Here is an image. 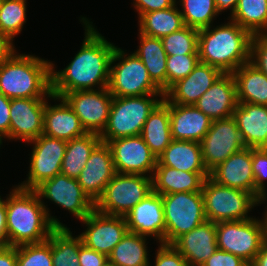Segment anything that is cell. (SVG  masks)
I'll list each match as a JSON object with an SVG mask.
<instances>
[{
	"label": "cell",
	"instance_id": "cell-1",
	"mask_svg": "<svg viewBox=\"0 0 267 266\" xmlns=\"http://www.w3.org/2000/svg\"><path fill=\"white\" fill-rule=\"evenodd\" d=\"M81 21L85 25V37L80 51L61 71H55L51 63V93L58 97L78 90H95L96 85H99L98 89L109 85L111 59L116 46L108 42L92 22L84 17Z\"/></svg>",
	"mask_w": 267,
	"mask_h": 266
},
{
	"label": "cell",
	"instance_id": "cell-2",
	"mask_svg": "<svg viewBox=\"0 0 267 266\" xmlns=\"http://www.w3.org/2000/svg\"><path fill=\"white\" fill-rule=\"evenodd\" d=\"M9 246L46 241L56 227H66L49 213L35 190L14 187L6 198Z\"/></svg>",
	"mask_w": 267,
	"mask_h": 266
},
{
	"label": "cell",
	"instance_id": "cell-3",
	"mask_svg": "<svg viewBox=\"0 0 267 266\" xmlns=\"http://www.w3.org/2000/svg\"><path fill=\"white\" fill-rule=\"evenodd\" d=\"M210 29H199V61L218 68L222 73H233L250 61L253 35L236 22Z\"/></svg>",
	"mask_w": 267,
	"mask_h": 266
},
{
	"label": "cell",
	"instance_id": "cell-4",
	"mask_svg": "<svg viewBox=\"0 0 267 266\" xmlns=\"http://www.w3.org/2000/svg\"><path fill=\"white\" fill-rule=\"evenodd\" d=\"M0 92L13 98H51V62L14 53L0 66Z\"/></svg>",
	"mask_w": 267,
	"mask_h": 266
},
{
	"label": "cell",
	"instance_id": "cell-5",
	"mask_svg": "<svg viewBox=\"0 0 267 266\" xmlns=\"http://www.w3.org/2000/svg\"><path fill=\"white\" fill-rule=\"evenodd\" d=\"M157 96L162 99H157ZM163 98L164 94L113 96L108 122L100 135L101 142L108 143L113 139L140 135L150 113Z\"/></svg>",
	"mask_w": 267,
	"mask_h": 266
},
{
	"label": "cell",
	"instance_id": "cell-6",
	"mask_svg": "<svg viewBox=\"0 0 267 266\" xmlns=\"http://www.w3.org/2000/svg\"><path fill=\"white\" fill-rule=\"evenodd\" d=\"M201 192L206 219L214 223L253 218L247 213L258 204L252 193L218 184L209 176Z\"/></svg>",
	"mask_w": 267,
	"mask_h": 266
},
{
	"label": "cell",
	"instance_id": "cell-7",
	"mask_svg": "<svg viewBox=\"0 0 267 266\" xmlns=\"http://www.w3.org/2000/svg\"><path fill=\"white\" fill-rule=\"evenodd\" d=\"M124 52L116 46L111 59V66L117 60H121L110 67L108 89L112 96L129 97L164 94L150 78L141 59L135 53L128 54V56Z\"/></svg>",
	"mask_w": 267,
	"mask_h": 266
},
{
	"label": "cell",
	"instance_id": "cell-8",
	"mask_svg": "<svg viewBox=\"0 0 267 266\" xmlns=\"http://www.w3.org/2000/svg\"><path fill=\"white\" fill-rule=\"evenodd\" d=\"M152 191V177L148 175L115 173L95 202V209L107 215L125 216Z\"/></svg>",
	"mask_w": 267,
	"mask_h": 266
},
{
	"label": "cell",
	"instance_id": "cell-9",
	"mask_svg": "<svg viewBox=\"0 0 267 266\" xmlns=\"http://www.w3.org/2000/svg\"><path fill=\"white\" fill-rule=\"evenodd\" d=\"M165 220V244H172L182 234L205 222L201 191L161 195Z\"/></svg>",
	"mask_w": 267,
	"mask_h": 266
},
{
	"label": "cell",
	"instance_id": "cell-10",
	"mask_svg": "<svg viewBox=\"0 0 267 266\" xmlns=\"http://www.w3.org/2000/svg\"><path fill=\"white\" fill-rule=\"evenodd\" d=\"M218 249L241 257L249 265L265 241L263 220L255 217L247 220L216 223Z\"/></svg>",
	"mask_w": 267,
	"mask_h": 266
},
{
	"label": "cell",
	"instance_id": "cell-11",
	"mask_svg": "<svg viewBox=\"0 0 267 266\" xmlns=\"http://www.w3.org/2000/svg\"><path fill=\"white\" fill-rule=\"evenodd\" d=\"M62 98L79 117L86 133L102 134L113 99L108 88L73 91L65 93Z\"/></svg>",
	"mask_w": 267,
	"mask_h": 266
},
{
	"label": "cell",
	"instance_id": "cell-12",
	"mask_svg": "<svg viewBox=\"0 0 267 266\" xmlns=\"http://www.w3.org/2000/svg\"><path fill=\"white\" fill-rule=\"evenodd\" d=\"M34 190L41 200L46 198L53 201L80 221L95 209V202L83 190L77 179L62 173L43 181Z\"/></svg>",
	"mask_w": 267,
	"mask_h": 266
},
{
	"label": "cell",
	"instance_id": "cell-13",
	"mask_svg": "<svg viewBox=\"0 0 267 266\" xmlns=\"http://www.w3.org/2000/svg\"><path fill=\"white\" fill-rule=\"evenodd\" d=\"M200 146L203 163L208 172L232 154L245 148L233 117L213 120Z\"/></svg>",
	"mask_w": 267,
	"mask_h": 266
},
{
	"label": "cell",
	"instance_id": "cell-14",
	"mask_svg": "<svg viewBox=\"0 0 267 266\" xmlns=\"http://www.w3.org/2000/svg\"><path fill=\"white\" fill-rule=\"evenodd\" d=\"M30 143L35 145L31 153L28 179L18 186L34 190L43 181L61 172L67 141L41 134Z\"/></svg>",
	"mask_w": 267,
	"mask_h": 266
},
{
	"label": "cell",
	"instance_id": "cell-15",
	"mask_svg": "<svg viewBox=\"0 0 267 266\" xmlns=\"http://www.w3.org/2000/svg\"><path fill=\"white\" fill-rule=\"evenodd\" d=\"M111 149L116 173L153 174L157 157L151 152L141 135L113 139L107 143Z\"/></svg>",
	"mask_w": 267,
	"mask_h": 266
},
{
	"label": "cell",
	"instance_id": "cell-16",
	"mask_svg": "<svg viewBox=\"0 0 267 266\" xmlns=\"http://www.w3.org/2000/svg\"><path fill=\"white\" fill-rule=\"evenodd\" d=\"M81 222L87 227L80 234L83 244L106 257L128 232L124 216L107 215L96 209Z\"/></svg>",
	"mask_w": 267,
	"mask_h": 266
},
{
	"label": "cell",
	"instance_id": "cell-17",
	"mask_svg": "<svg viewBox=\"0 0 267 266\" xmlns=\"http://www.w3.org/2000/svg\"><path fill=\"white\" fill-rule=\"evenodd\" d=\"M46 99H11L9 139L23 140L29 143L43 133Z\"/></svg>",
	"mask_w": 267,
	"mask_h": 266
},
{
	"label": "cell",
	"instance_id": "cell-18",
	"mask_svg": "<svg viewBox=\"0 0 267 266\" xmlns=\"http://www.w3.org/2000/svg\"><path fill=\"white\" fill-rule=\"evenodd\" d=\"M128 232L152 236L165 244V220L162 196L154 191L137 203L125 216Z\"/></svg>",
	"mask_w": 267,
	"mask_h": 266
},
{
	"label": "cell",
	"instance_id": "cell-19",
	"mask_svg": "<svg viewBox=\"0 0 267 266\" xmlns=\"http://www.w3.org/2000/svg\"><path fill=\"white\" fill-rule=\"evenodd\" d=\"M115 173L111 149L107 143L100 142L91 152L77 181L88 196L96 202Z\"/></svg>",
	"mask_w": 267,
	"mask_h": 266
},
{
	"label": "cell",
	"instance_id": "cell-20",
	"mask_svg": "<svg viewBox=\"0 0 267 266\" xmlns=\"http://www.w3.org/2000/svg\"><path fill=\"white\" fill-rule=\"evenodd\" d=\"M218 184L252 193L256 197L255 178L252 171V148L232 154L209 172Z\"/></svg>",
	"mask_w": 267,
	"mask_h": 266
},
{
	"label": "cell",
	"instance_id": "cell-21",
	"mask_svg": "<svg viewBox=\"0 0 267 266\" xmlns=\"http://www.w3.org/2000/svg\"><path fill=\"white\" fill-rule=\"evenodd\" d=\"M221 74L218 68L199 61L187 77L174 83L164 93V98L169 103L194 105Z\"/></svg>",
	"mask_w": 267,
	"mask_h": 266
},
{
	"label": "cell",
	"instance_id": "cell-22",
	"mask_svg": "<svg viewBox=\"0 0 267 266\" xmlns=\"http://www.w3.org/2000/svg\"><path fill=\"white\" fill-rule=\"evenodd\" d=\"M237 105L236 84L232 73H222L194 104L212 120L232 117Z\"/></svg>",
	"mask_w": 267,
	"mask_h": 266
},
{
	"label": "cell",
	"instance_id": "cell-23",
	"mask_svg": "<svg viewBox=\"0 0 267 266\" xmlns=\"http://www.w3.org/2000/svg\"><path fill=\"white\" fill-rule=\"evenodd\" d=\"M172 245L189 266H202L218 250L216 223L206 220L190 232L182 234Z\"/></svg>",
	"mask_w": 267,
	"mask_h": 266
},
{
	"label": "cell",
	"instance_id": "cell-24",
	"mask_svg": "<svg viewBox=\"0 0 267 266\" xmlns=\"http://www.w3.org/2000/svg\"><path fill=\"white\" fill-rule=\"evenodd\" d=\"M169 115L174 140L200 143L213 121L194 105L169 103Z\"/></svg>",
	"mask_w": 267,
	"mask_h": 266
},
{
	"label": "cell",
	"instance_id": "cell-25",
	"mask_svg": "<svg viewBox=\"0 0 267 266\" xmlns=\"http://www.w3.org/2000/svg\"><path fill=\"white\" fill-rule=\"evenodd\" d=\"M51 99L61 101L51 106L46 101L43 121L44 135L62 140H72L86 134L79 117L62 97L51 95Z\"/></svg>",
	"mask_w": 267,
	"mask_h": 266
},
{
	"label": "cell",
	"instance_id": "cell-26",
	"mask_svg": "<svg viewBox=\"0 0 267 266\" xmlns=\"http://www.w3.org/2000/svg\"><path fill=\"white\" fill-rule=\"evenodd\" d=\"M232 117L245 147L267 148V106L238 103Z\"/></svg>",
	"mask_w": 267,
	"mask_h": 266
},
{
	"label": "cell",
	"instance_id": "cell-27",
	"mask_svg": "<svg viewBox=\"0 0 267 266\" xmlns=\"http://www.w3.org/2000/svg\"><path fill=\"white\" fill-rule=\"evenodd\" d=\"M156 166H167L191 173H209L204 166L198 142L174 140L157 158Z\"/></svg>",
	"mask_w": 267,
	"mask_h": 266
},
{
	"label": "cell",
	"instance_id": "cell-28",
	"mask_svg": "<svg viewBox=\"0 0 267 266\" xmlns=\"http://www.w3.org/2000/svg\"><path fill=\"white\" fill-rule=\"evenodd\" d=\"M209 173H191L167 166H156L152 175L153 191L160 195L201 191Z\"/></svg>",
	"mask_w": 267,
	"mask_h": 266
},
{
	"label": "cell",
	"instance_id": "cell-29",
	"mask_svg": "<svg viewBox=\"0 0 267 266\" xmlns=\"http://www.w3.org/2000/svg\"><path fill=\"white\" fill-rule=\"evenodd\" d=\"M238 103L267 106V76L250 61L232 73Z\"/></svg>",
	"mask_w": 267,
	"mask_h": 266
},
{
	"label": "cell",
	"instance_id": "cell-30",
	"mask_svg": "<svg viewBox=\"0 0 267 266\" xmlns=\"http://www.w3.org/2000/svg\"><path fill=\"white\" fill-rule=\"evenodd\" d=\"M140 135L157 158L170 144L172 137L169 102L165 98L150 113Z\"/></svg>",
	"mask_w": 267,
	"mask_h": 266
},
{
	"label": "cell",
	"instance_id": "cell-31",
	"mask_svg": "<svg viewBox=\"0 0 267 266\" xmlns=\"http://www.w3.org/2000/svg\"><path fill=\"white\" fill-rule=\"evenodd\" d=\"M140 46L134 52L147 68L152 81L165 93L167 91V54L161 38L150 37L139 32Z\"/></svg>",
	"mask_w": 267,
	"mask_h": 266
},
{
	"label": "cell",
	"instance_id": "cell-32",
	"mask_svg": "<svg viewBox=\"0 0 267 266\" xmlns=\"http://www.w3.org/2000/svg\"><path fill=\"white\" fill-rule=\"evenodd\" d=\"M100 142V135L94 133H86L82 137L67 141L60 173L77 179L91 152Z\"/></svg>",
	"mask_w": 267,
	"mask_h": 266
},
{
	"label": "cell",
	"instance_id": "cell-33",
	"mask_svg": "<svg viewBox=\"0 0 267 266\" xmlns=\"http://www.w3.org/2000/svg\"><path fill=\"white\" fill-rule=\"evenodd\" d=\"M174 6L144 13L139 19V32L156 38H162L185 27L183 16Z\"/></svg>",
	"mask_w": 267,
	"mask_h": 266
},
{
	"label": "cell",
	"instance_id": "cell-34",
	"mask_svg": "<svg viewBox=\"0 0 267 266\" xmlns=\"http://www.w3.org/2000/svg\"><path fill=\"white\" fill-rule=\"evenodd\" d=\"M146 236L127 232L108 259L114 266H150Z\"/></svg>",
	"mask_w": 267,
	"mask_h": 266
},
{
	"label": "cell",
	"instance_id": "cell-35",
	"mask_svg": "<svg viewBox=\"0 0 267 266\" xmlns=\"http://www.w3.org/2000/svg\"><path fill=\"white\" fill-rule=\"evenodd\" d=\"M83 244L80 235L72 236L67 227H56L51 233L53 266H80L79 249Z\"/></svg>",
	"mask_w": 267,
	"mask_h": 266
},
{
	"label": "cell",
	"instance_id": "cell-36",
	"mask_svg": "<svg viewBox=\"0 0 267 266\" xmlns=\"http://www.w3.org/2000/svg\"><path fill=\"white\" fill-rule=\"evenodd\" d=\"M230 19L252 35L267 34V0H238Z\"/></svg>",
	"mask_w": 267,
	"mask_h": 266
},
{
	"label": "cell",
	"instance_id": "cell-37",
	"mask_svg": "<svg viewBox=\"0 0 267 266\" xmlns=\"http://www.w3.org/2000/svg\"><path fill=\"white\" fill-rule=\"evenodd\" d=\"M185 26L202 29L211 26L217 16L214 0H180Z\"/></svg>",
	"mask_w": 267,
	"mask_h": 266
},
{
	"label": "cell",
	"instance_id": "cell-38",
	"mask_svg": "<svg viewBox=\"0 0 267 266\" xmlns=\"http://www.w3.org/2000/svg\"><path fill=\"white\" fill-rule=\"evenodd\" d=\"M26 0H1L0 31L12 40L26 22Z\"/></svg>",
	"mask_w": 267,
	"mask_h": 266
},
{
	"label": "cell",
	"instance_id": "cell-39",
	"mask_svg": "<svg viewBox=\"0 0 267 266\" xmlns=\"http://www.w3.org/2000/svg\"><path fill=\"white\" fill-rule=\"evenodd\" d=\"M199 30L185 26L161 38L167 56L198 54Z\"/></svg>",
	"mask_w": 267,
	"mask_h": 266
},
{
	"label": "cell",
	"instance_id": "cell-40",
	"mask_svg": "<svg viewBox=\"0 0 267 266\" xmlns=\"http://www.w3.org/2000/svg\"><path fill=\"white\" fill-rule=\"evenodd\" d=\"M17 266H53L50 237L41 243L16 247Z\"/></svg>",
	"mask_w": 267,
	"mask_h": 266
},
{
	"label": "cell",
	"instance_id": "cell-41",
	"mask_svg": "<svg viewBox=\"0 0 267 266\" xmlns=\"http://www.w3.org/2000/svg\"><path fill=\"white\" fill-rule=\"evenodd\" d=\"M198 62V54L167 56V90L177 81L187 77Z\"/></svg>",
	"mask_w": 267,
	"mask_h": 266
},
{
	"label": "cell",
	"instance_id": "cell-42",
	"mask_svg": "<svg viewBox=\"0 0 267 266\" xmlns=\"http://www.w3.org/2000/svg\"><path fill=\"white\" fill-rule=\"evenodd\" d=\"M252 171L256 185V199L258 204L266 201L267 193V148H252Z\"/></svg>",
	"mask_w": 267,
	"mask_h": 266
},
{
	"label": "cell",
	"instance_id": "cell-43",
	"mask_svg": "<svg viewBox=\"0 0 267 266\" xmlns=\"http://www.w3.org/2000/svg\"><path fill=\"white\" fill-rule=\"evenodd\" d=\"M250 62L267 76V34L253 35Z\"/></svg>",
	"mask_w": 267,
	"mask_h": 266
},
{
	"label": "cell",
	"instance_id": "cell-44",
	"mask_svg": "<svg viewBox=\"0 0 267 266\" xmlns=\"http://www.w3.org/2000/svg\"><path fill=\"white\" fill-rule=\"evenodd\" d=\"M154 266H189V264L172 244L160 243Z\"/></svg>",
	"mask_w": 267,
	"mask_h": 266
},
{
	"label": "cell",
	"instance_id": "cell-45",
	"mask_svg": "<svg viewBox=\"0 0 267 266\" xmlns=\"http://www.w3.org/2000/svg\"><path fill=\"white\" fill-rule=\"evenodd\" d=\"M202 266H250L241 257L218 249Z\"/></svg>",
	"mask_w": 267,
	"mask_h": 266
},
{
	"label": "cell",
	"instance_id": "cell-46",
	"mask_svg": "<svg viewBox=\"0 0 267 266\" xmlns=\"http://www.w3.org/2000/svg\"><path fill=\"white\" fill-rule=\"evenodd\" d=\"M134 7L138 11L139 18L147 12L164 10L176 4V0H134Z\"/></svg>",
	"mask_w": 267,
	"mask_h": 266
},
{
	"label": "cell",
	"instance_id": "cell-47",
	"mask_svg": "<svg viewBox=\"0 0 267 266\" xmlns=\"http://www.w3.org/2000/svg\"><path fill=\"white\" fill-rule=\"evenodd\" d=\"M108 259L104 254H101L85 244H82L79 249V265L80 266H101Z\"/></svg>",
	"mask_w": 267,
	"mask_h": 266
},
{
	"label": "cell",
	"instance_id": "cell-48",
	"mask_svg": "<svg viewBox=\"0 0 267 266\" xmlns=\"http://www.w3.org/2000/svg\"><path fill=\"white\" fill-rule=\"evenodd\" d=\"M11 99L0 92V140L9 139Z\"/></svg>",
	"mask_w": 267,
	"mask_h": 266
},
{
	"label": "cell",
	"instance_id": "cell-49",
	"mask_svg": "<svg viewBox=\"0 0 267 266\" xmlns=\"http://www.w3.org/2000/svg\"><path fill=\"white\" fill-rule=\"evenodd\" d=\"M12 42L9 36L0 31V66L15 53Z\"/></svg>",
	"mask_w": 267,
	"mask_h": 266
},
{
	"label": "cell",
	"instance_id": "cell-50",
	"mask_svg": "<svg viewBox=\"0 0 267 266\" xmlns=\"http://www.w3.org/2000/svg\"><path fill=\"white\" fill-rule=\"evenodd\" d=\"M6 215V200L0 196V246H9Z\"/></svg>",
	"mask_w": 267,
	"mask_h": 266
},
{
	"label": "cell",
	"instance_id": "cell-51",
	"mask_svg": "<svg viewBox=\"0 0 267 266\" xmlns=\"http://www.w3.org/2000/svg\"><path fill=\"white\" fill-rule=\"evenodd\" d=\"M0 266H17L16 247L0 246Z\"/></svg>",
	"mask_w": 267,
	"mask_h": 266
},
{
	"label": "cell",
	"instance_id": "cell-52",
	"mask_svg": "<svg viewBox=\"0 0 267 266\" xmlns=\"http://www.w3.org/2000/svg\"><path fill=\"white\" fill-rule=\"evenodd\" d=\"M250 266H267V242H263L259 253L255 256Z\"/></svg>",
	"mask_w": 267,
	"mask_h": 266
},
{
	"label": "cell",
	"instance_id": "cell-53",
	"mask_svg": "<svg viewBox=\"0 0 267 266\" xmlns=\"http://www.w3.org/2000/svg\"><path fill=\"white\" fill-rule=\"evenodd\" d=\"M218 14L228 8L231 10V18L234 15V10L237 6L238 0H214Z\"/></svg>",
	"mask_w": 267,
	"mask_h": 266
},
{
	"label": "cell",
	"instance_id": "cell-54",
	"mask_svg": "<svg viewBox=\"0 0 267 266\" xmlns=\"http://www.w3.org/2000/svg\"><path fill=\"white\" fill-rule=\"evenodd\" d=\"M264 219L263 220V223H264V236H265V242H267V210H266V213L263 217Z\"/></svg>",
	"mask_w": 267,
	"mask_h": 266
},
{
	"label": "cell",
	"instance_id": "cell-55",
	"mask_svg": "<svg viewBox=\"0 0 267 266\" xmlns=\"http://www.w3.org/2000/svg\"><path fill=\"white\" fill-rule=\"evenodd\" d=\"M101 266H114V265H113V263H112L109 259H107V260L103 263V265H101Z\"/></svg>",
	"mask_w": 267,
	"mask_h": 266
}]
</instances>
